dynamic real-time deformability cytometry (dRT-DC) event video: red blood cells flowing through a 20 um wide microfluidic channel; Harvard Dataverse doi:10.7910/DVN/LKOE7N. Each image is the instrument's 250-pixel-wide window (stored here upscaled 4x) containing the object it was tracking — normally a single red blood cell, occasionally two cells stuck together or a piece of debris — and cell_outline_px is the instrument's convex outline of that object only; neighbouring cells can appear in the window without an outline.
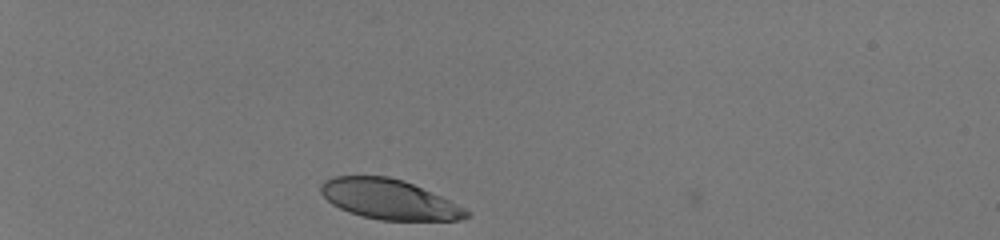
{"species": "human", "species_latin": "Homo sapiens", "temperature_condition": "room temperature", "stored_images_in_passage": 32, "camera_frame_rate_fps": 3000, "um_per_image_px": 0.085, "donor": {"sex": "male"}, "frame": {"image": 1, "passage_image": 1, "time_ms": 0.0, "image_size_px": [1000, 240], "cell_outline_px": [[472, 216], [460, 220], [380, 220], [360, 216], [348, 212], [332, 204], [320, 192], [320, 184], [324, 180], [332, 176], [388, 176], [404, 180], [440, 196], [472, 212]], "centroid_in_image_um": [33.06, 16.94], "position_along_channel_um": 51.9, "area_um2": 33.93}}
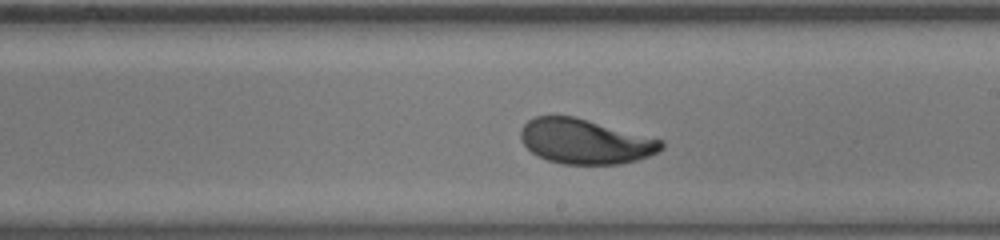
{"frame": {"image": 2, "passage_image": 19, "time_ms": 6.0, "image_size_px": [1000, 240], "cell_outline_px": [[664, 148], [648, 156], [636, 160], [620, 164], [560, 164], [548, 160], [532, 152], [520, 140], [520, 132], [524, 124], [528, 120], [536, 116], [576, 116], [664, 140]], "centroid_in_image_um": [49.75, 12.01], "position_along_channel_um": 239.3, "area_um2": 36.88}}
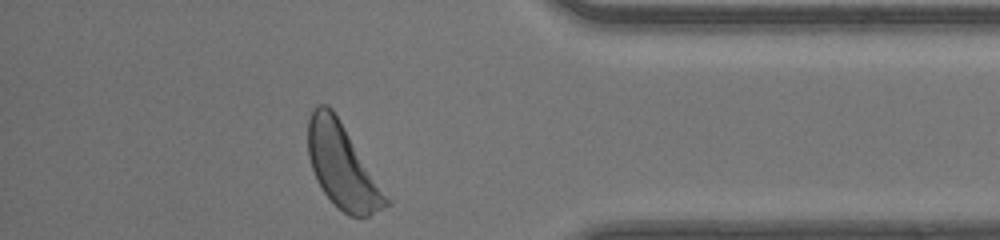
{"frame": {"image": 3, "passage_image": 32, "time_ms": 10.333, "image_size_px": [1000, 240], "cell_outline_px": [[392, 204], [368, 216], [348, 216], [336, 208], [324, 192], [316, 180], [308, 156], [308, 120], [312, 108], [316, 104], [328, 104], [332, 108], [392, 200]], "centroid_in_image_um": [29.11, 14.14], "position_along_channel_um": 406.1, "area_um2": 38.61}, "authors_computed_cell_mechanics": {"area_um2": 37.1365, "velocity_mm_per_s": 4.1361, "shape_relaxation_time_tau1_ms": 1.9784, "shape_relaxation_time_tau2_ms": null, "deformation_change_tau1": 0.1388, "deformation_change_tau2": null}}